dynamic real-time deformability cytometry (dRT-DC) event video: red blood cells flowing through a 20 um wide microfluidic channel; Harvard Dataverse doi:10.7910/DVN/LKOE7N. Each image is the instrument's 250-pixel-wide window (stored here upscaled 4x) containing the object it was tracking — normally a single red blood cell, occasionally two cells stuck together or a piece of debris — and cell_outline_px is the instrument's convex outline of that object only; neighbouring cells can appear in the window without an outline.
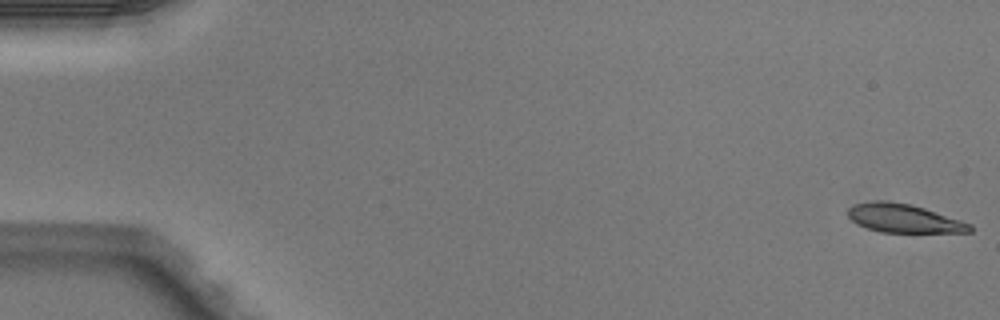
{"species": "Egyptian fruit bat (a non-hibernating species)", "species_latin": "Rousettus aegyptiacus", "temperature_condition": "warm", "stored_images_in_passage": 51, "camera_frame_rate_fps": 3000, "um_per_image_px": 0.085, "animal": {"sex": "male"}, "frame": {"image": 1, "passage_image": 1, "time_ms": 0.0, "image_size_px": [1000, 320], "cell_outline_px": [[972, 232], [880, 232], [856, 224], [848, 216], [848, 208], [856, 204], [872, 200], [884, 200], [912, 204], [972, 224]], "centroid_in_image_um": [76.8, 18.55], "position_along_channel_um": 8.2, "area_um2": 20.23}}
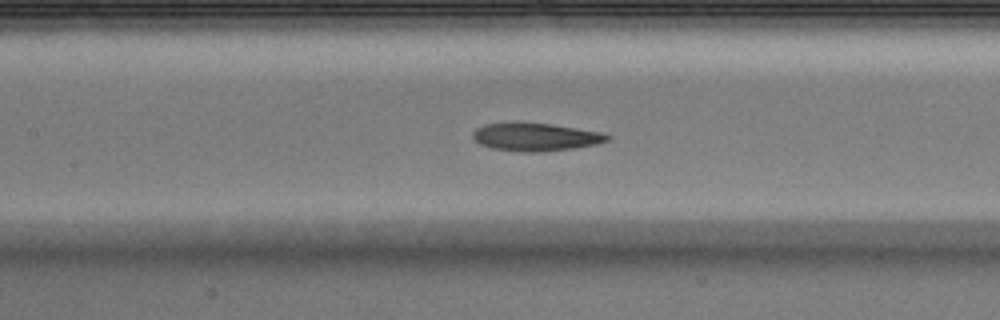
{"frame": {"image": 2, "passage_image": 24, "time_ms": 7.667, "image_size_px": [1000, 320], "cell_outline_px": [[612, 136], [608, 140], [596, 144], [572, 148], [540, 152], [524, 152], [492, 148], [480, 144], [472, 136], [472, 132], [476, 128], [484, 124], [552, 124], [600, 132]], "centroid_in_image_um": [45.53, 11.66], "position_along_channel_um": 161.9, "area_um2": 21.33}}
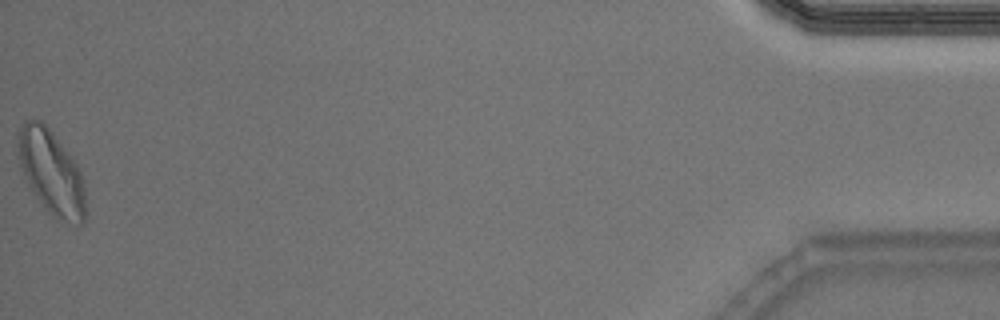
{"frame": {"image": 3, "passage_image": 51, "time_ms": 16.667, "image_size_px": [1000, 320], "cell_outline_px": [[88, 212], [84, 224], [76, 228], [56, 220], [48, 212], [36, 196], [28, 184], [20, 168], [16, 144], [16, 132], [24, 120], [40, 120], [52, 132], [76, 164], [84, 180]], "centroid_in_image_um": [4.39, 14.74], "position_along_channel_um": 430.8, "area_um2": 34.22}, "authors_computed_cell_mechanics": {"area_um2": 22.1952, "velocity_mm_per_s": 4.027, "shape_relaxation_time_tau1_ms": 5.8973, "shape_relaxation_time_tau2_ms": 4.0119, "deformation_change_tau1": 0.1794, "deformation_change_tau2": 0.1156}}